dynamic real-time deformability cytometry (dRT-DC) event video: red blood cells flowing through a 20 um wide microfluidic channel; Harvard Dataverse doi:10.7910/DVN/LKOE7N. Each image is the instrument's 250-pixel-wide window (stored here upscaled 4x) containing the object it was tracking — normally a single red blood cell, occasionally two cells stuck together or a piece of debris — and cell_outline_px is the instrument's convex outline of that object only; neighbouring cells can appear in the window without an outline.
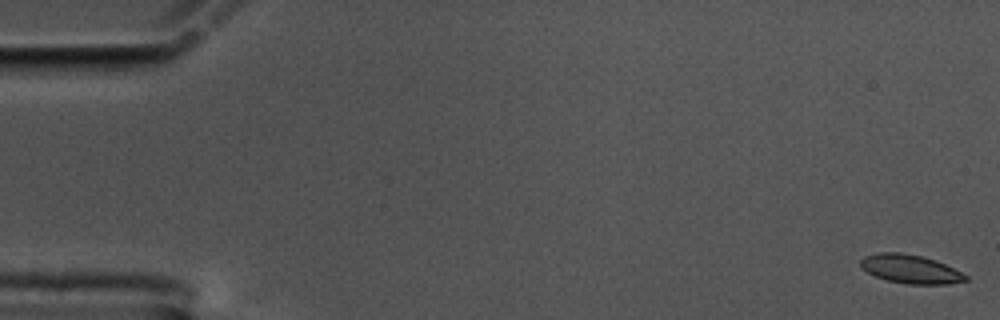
{"species": "common noctule bat (a hibernating species)", "species_latin": "Nyctalus noctula", "temperature_condition": "cold", "stored_images_in_passage": 16, "camera_frame_rate_fps": 3000, "um_per_image_px": 0.085, "animal": {"sex": "male", "body_mass_g": 17.5, "forearm_length_mm": 52.3}, "frame": {"image": 1, "passage_image": 1, "time_ms": 0.0, "image_size_px": [1000, 320], "cell_outline_px": [[968, 280], [948, 284], [908, 284], [888, 280], [876, 276], [868, 272], [860, 264], [860, 260], [864, 256], [880, 252], [900, 252], [920, 256], [936, 260], [968, 276]], "centroid_in_image_um": [77.39, 22.86], "position_along_channel_um": 7.6, "area_um2": 17.28}}